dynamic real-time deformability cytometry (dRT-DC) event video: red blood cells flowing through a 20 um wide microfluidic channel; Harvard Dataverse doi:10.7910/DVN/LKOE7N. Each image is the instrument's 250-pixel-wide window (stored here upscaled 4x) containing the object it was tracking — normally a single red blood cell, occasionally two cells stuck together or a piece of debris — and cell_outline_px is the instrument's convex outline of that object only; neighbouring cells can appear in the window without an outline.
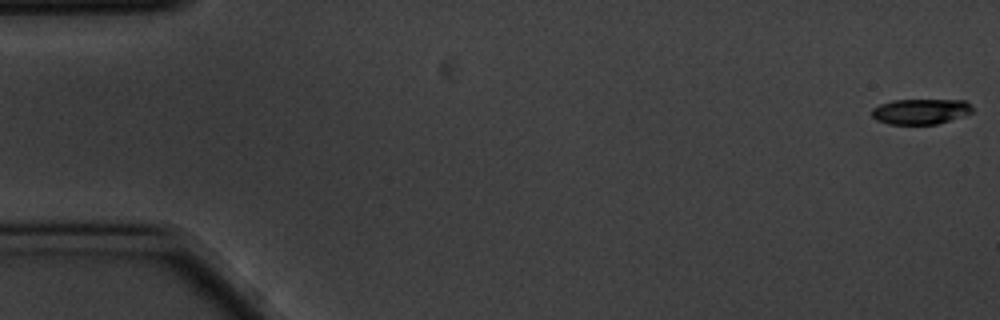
{"species": "common noctule bat (a hibernating species)", "species_latin": "Nyctalus noctula", "temperature_condition": "cold", "stored_images_in_passage": 57, "camera_frame_rate_fps": 3000, "um_per_image_px": 0.085, "animal": {"sex": "male", "body_mass_g": 20.1, "forearm_length_mm": 53.5}, "frame": {"image": 1, "passage_image": 1, "time_ms": 0.0, "image_size_px": [1000, 320], "cell_outline_px": [[972, 112], [964, 116], [936, 124], [888, 124], [876, 120], [872, 116], [872, 108], [880, 104], [892, 100], [964, 100], [972, 108]], "centroid_in_image_um": [78.22, 9.48], "position_along_channel_um": 6.8, "area_um2": 14.85}}
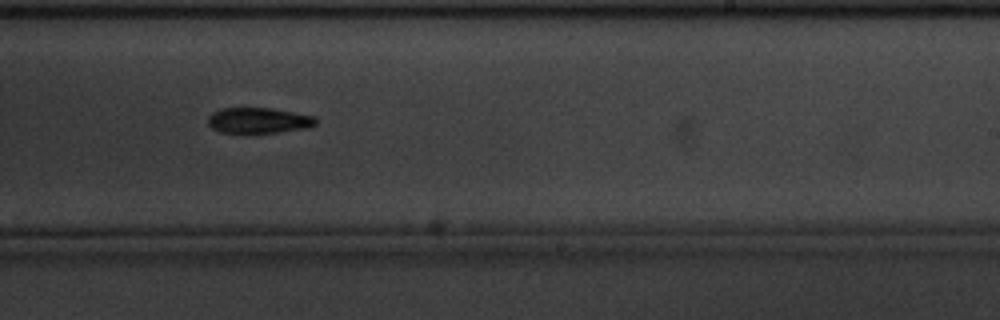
{"frame": {"image": 2, "passage_image": 35, "time_ms": 11.333, "image_size_px": [1000, 320], "cell_outline_px": [[316, 124], [304, 128], [276, 132], [244, 136], [220, 132], [212, 128], [208, 124], [208, 116], [212, 112], [220, 108], [272, 108], [316, 116]], "centroid_in_image_um": [21.91, 10.27], "position_along_channel_um": 267.1, "area_um2": 16.76}}
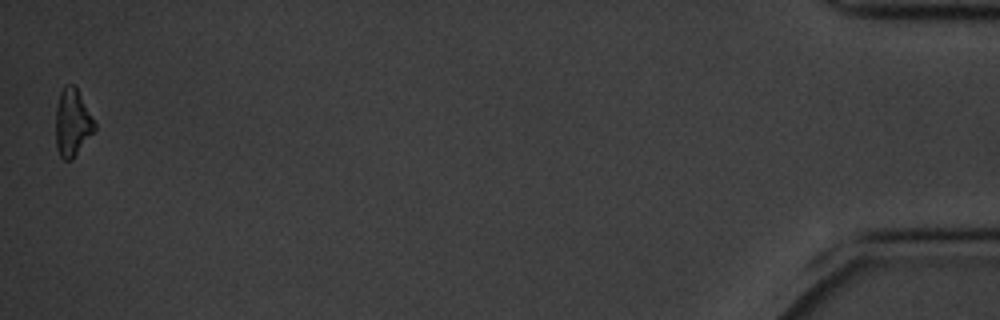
{"frame": {"image": 3, "passage_image": 57, "time_ms": 18.667, "image_size_px": [1000, 320], "cell_outline_px": [[96, 128], [72, 160], [64, 160], [60, 156], [56, 148], [56, 108], [60, 92], [64, 84], [76, 84], [96, 124]], "centroid_in_image_um": [6.15, 10.39], "position_along_channel_um": 429.1, "area_um2": 15.43}, "authors_computed_cell_mechanics": {"area_um2": 16.4152, "velocity_mm_per_s": 3.4902, "shape_relaxation_time_tau1_ms": 1.3937, "shape_relaxation_time_tau2_ms": null, "deformation_change_tau1": 0.1226, "deformation_change_tau2": null}}